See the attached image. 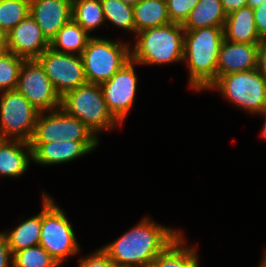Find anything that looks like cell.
<instances>
[{"label": "cell", "instance_id": "1", "mask_svg": "<svg viewBox=\"0 0 266 267\" xmlns=\"http://www.w3.org/2000/svg\"><path fill=\"white\" fill-rule=\"evenodd\" d=\"M179 235L174 229L144 218L102 249L117 267H148Z\"/></svg>", "mask_w": 266, "mask_h": 267}, {"label": "cell", "instance_id": "2", "mask_svg": "<svg viewBox=\"0 0 266 267\" xmlns=\"http://www.w3.org/2000/svg\"><path fill=\"white\" fill-rule=\"evenodd\" d=\"M224 27H204L184 34V56L189 66V84L207 88L217 79V62L224 41Z\"/></svg>", "mask_w": 266, "mask_h": 267}, {"label": "cell", "instance_id": "3", "mask_svg": "<svg viewBox=\"0 0 266 267\" xmlns=\"http://www.w3.org/2000/svg\"><path fill=\"white\" fill-rule=\"evenodd\" d=\"M137 41L131 59L137 64H168L183 61L184 34L182 24L169 23L136 33Z\"/></svg>", "mask_w": 266, "mask_h": 267}, {"label": "cell", "instance_id": "4", "mask_svg": "<svg viewBox=\"0 0 266 267\" xmlns=\"http://www.w3.org/2000/svg\"><path fill=\"white\" fill-rule=\"evenodd\" d=\"M60 108L84 123L96 137L99 131L111 130L120 123L109 111L98 84L86 83L66 92Z\"/></svg>", "mask_w": 266, "mask_h": 267}, {"label": "cell", "instance_id": "5", "mask_svg": "<svg viewBox=\"0 0 266 267\" xmlns=\"http://www.w3.org/2000/svg\"><path fill=\"white\" fill-rule=\"evenodd\" d=\"M42 227L39 245L61 265L65 258L79 252L71 223L65 212L43 194Z\"/></svg>", "mask_w": 266, "mask_h": 267}, {"label": "cell", "instance_id": "6", "mask_svg": "<svg viewBox=\"0 0 266 267\" xmlns=\"http://www.w3.org/2000/svg\"><path fill=\"white\" fill-rule=\"evenodd\" d=\"M207 89H217L251 113L266 110V80L257 69L219 76Z\"/></svg>", "mask_w": 266, "mask_h": 267}, {"label": "cell", "instance_id": "7", "mask_svg": "<svg viewBox=\"0 0 266 267\" xmlns=\"http://www.w3.org/2000/svg\"><path fill=\"white\" fill-rule=\"evenodd\" d=\"M81 57L87 83L101 85L131 59V53L127 44L91 37Z\"/></svg>", "mask_w": 266, "mask_h": 267}, {"label": "cell", "instance_id": "8", "mask_svg": "<svg viewBox=\"0 0 266 267\" xmlns=\"http://www.w3.org/2000/svg\"><path fill=\"white\" fill-rule=\"evenodd\" d=\"M39 113L17 90L3 91L0 97V139L30 142Z\"/></svg>", "mask_w": 266, "mask_h": 267}, {"label": "cell", "instance_id": "9", "mask_svg": "<svg viewBox=\"0 0 266 267\" xmlns=\"http://www.w3.org/2000/svg\"><path fill=\"white\" fill-rule=\"evenodd\" d=\"M99 141L79 119L58 108L38 114L35 130L29 143H56L57 141Z\"/></svg>", "mask_w": 266, "mask_h": 267}, {"label": "cell", "instance_id": "10", "mask_svg": "<svg viewBox=\"0 0 266 267\" xmlns=\"http://www.w3.org/2000/svg\"><path fill=\"white\" fill-rule=\"evenodd\" d=\"M37 60L60 97L87 83L81 55L63 53L49 47Z\"/></svg>", "mask_w": 266, "mask_h": 267}, {"label": "cell", "instance_id": "11", "mask_svg": "<svg viewBox=\"0 0 266 267\" xmlns=\"http://www.w3.org/2000/svg\"><path fill=\"white\" fill-rule=\"evenodd\" d=\"M16 90L40 112L46 113L61 107V97L37 59L23 62Z\"/></svg>", "mask_w": 266, "mask_h": 267}, {"label": "cell", "instance_id": "12", "mask_svg": "<svg viewBox=\"0 0 266 267\" xmlns=\"http://www.w3.org/2000/svg\"><path fill=\"white\" fill-rule=\"evenodd\" d=\"M133 64L136 63L130 59L100 85L109 111L120 123L127 117L136 95L137 76Z\"/></svg>", "mask_w": 266, "mask_h": 267}, {"label": "cell", "instance_id": "13", "mask_svg": "<svg viewBox=\"0 0 266 267\" xmlns=\"http://www.w3.org/2000/svg\"><path fill=\"white\" fill-rule=\"evenodd\" d=\"M6 39L7 50L25 60L37 59L50 44L30 14L6 34Z\"/></svg>", "mask_w": 266, "mask_h": 267}, {"label": "cell", "instance_id": "14", "mask_svg": "<svg viewBox=\"0 0 266 267\" xmlns=\"http://www.w3.org/2000/svg\"><path fill=\"white\" fill-rule=\"evenodd\" d=\"M73 0H30V15L50 41L72 19Z\"/></svg>", "mask_w": 266, "mask_h": 267}, {"label": "cell", "instance_id": "15", "mask_svg": "<svg viewBox=\"0 0 266 267\" xmlns=\"http://www.w3.org/2000/svg\"><path fill=\"white\" fill-rule=\"evenodd\" d=\"M98 146V141H57L56 143H30L32 160L42 165L70 162Z\"/></svg>", "mask_w": 266, "mask_h": 267}, {"label": "cell", "instance_id": "16", "mask_svg": "<svg viewBox=\"0 0 266 267\" xmlns=\"http://www.w3.org/2000/svg\"><path fill=\"white\" fill-rule=\"evenodd\" d=\"M258 43L223 41L217 62L219 76L257 69Z\"/></svg>", "mask_w": 266, "mask_h": 267}, {"label": "cell", "instance_id": "17", "mask_svg": "<svg viewBox=\"0 0 266 267\" xmlns=\"http://www.w3.org/2000/svg\"><path fill=\"white\" fill-rule=\"evenodd\" d=\"M224 39L240 43H259L252 4L227 14L224 25Z\"/></svg>", "mask_w": 266, "mask_h": 267}, {"label": "cell", "instance_id": "18", "mask_svg": "<svg viewBox=\"0 0 266 267\" xmlns=\"http://www.w3.org/2000/svg\"><path fill=\"white\" fill-rule=\"evenodd\" d=\"M30 159L32 149L29 142L0 139V175L19 177L27 170Z\"/></svg>", "mask_w": 266, "mask_h": 267}, {"label": "cell", "instance_id": "19", "mask_svg": "<svg viewBox=\"0 0 266 267\" xmlns=\"http://www.w3.org/2000/svg\"><path fill=\"white\" fill-rule=\"evenodd\" d=\"M226 17L221 0H200L182 27L185 31L204 27H224Z\"/></svg>", "mask_w": 266, "mask_h": 267}, {"label": "cell", "instance_id": "20", "mask_svg": "<svg viewBox=\"0 0 266 267\" xmlns=\"http://www.w3.org/2000/svg\"><path fill=\"white\" fill-rule=\"evenodd\" d=\"M135 33L171 23L166 0H140L133 6Z\"/></svg>", "mask_w": 266, "mask_h": 267}, {"label": "cell", "instance_id": "21", "mask_svg": "<svg viewBox=\"0 0 266 267\" xmlns=\"http://www.w3.org/2000/svg\"><path fill=\"white\" fill-rule=\"evenodd\" d=\"M91 37L77 22L71 19L50 40L49 47L59 52L81 55Z\"/></svg>", "mask_w": 266, "mask_h": 267}, {"label": "cell", "instance_id": "22", "mask_svg": "<svg viewBox=\"0 0 266 267\" xmlns=\"http://www.w3.org/2000/svg\"><path fill=\"white\" fill-rule=\"evenodd\" d=\"M180 234L148 267H198V256L194 246H183Z\"/></svg>", "mask_w": 266, "mask_h": 267}, {"label": "cell", "instance_id": "23", "mask_svg": "<svg viewBox=\"0 0 266 267\" xmlns=\"http://www.w3.org/2000/svg\"><path fill=\"white\" fill-rule=\"evenodd\" d=\"M41 227L42 211L38 215H35L20 223L10 233H3L12 254L28 247L39 245Z\"/></svg>", "mask_w": 266, "mask_h": 267}, {"label": "cell", "instance_id": "24", "mask_svg": "<svg viewBox=\"0 0 266 267\" xmlns=\"http://www.w3.org/2000/svg\"><path fill=\"white\" fill-rule=\"evenodd\" d=\"M72 19L88 34L105 21L100 0H73Z\"/></svg>", "mask_w": 266, "mask_h": 267}, {"label": "cell", "instance_id": "25", "mask_svg": "<svg viewBox=\"0 0 266 267\" xmlns=\"http://www.w3.org/2000/svg\"><path fill=\"white\" fill-rule=\"evenodd\" d=\"M30 14V0H0V31L8 34Z\"/></svg>", "mask_w": 266, "mask_h": 267}, {"label": "cell", "instance_id": "26", "mask_svg": "<svg viewBox=\"0 0 266 267\" xmlns=\"http://www.w3.org/2000/svg\"><path fill=\"white\" fill-rule=\"evenodd\" d=\"M105 20L128 32H135L133 6L121 0H100Z\"/></svg>", "mask_w": 266, "mask_h": 267}, {"label": "cell", "instance_id": "27", "mask_svg": "<svg viewBox=\"0 0 266 267\" xmlns=\"http://www.w3.org/2000/svg\"><path fill=\"white\" fill-rule=\"evenodd\" d=\"M12 267H58L59 263L40 245L13 253Z\"/></svg>", "mask_w": 266, "mask_h": 267}, {"label": "cell", "instance_id": "28", "mask_svg": "<svg viewBox=\"0 0 266 267\" xmlns=\"http://www.w3.org/2000/svg\"><path fill=\"white\" fill-rule=\"evenodd\" d=\"M25 59L11 51L0 56V90H16L21 66Z\"/></svg>", "mask_w": 266, "mask_h": 267}, {"label": "cell", "instance_id": "29", "mask_svg": "<svg viewBox=\"0 0 266 267\" xmlns=\"http://www.w3.org/2000/svg\"><path fill=\"white\" fill-rule=\"evenodd\" d=\"M200 0H166L167 12L172 23L183 24Z\"/></svg>", "mask_w": 266, "mask_h": 267}, {"label": "cell", "instance_id": "30", "mask_svg": "<svg viewBox=\"0 0 266 267\" xmlns=\"http://www.w3.org/2000/svg\"><path fill=\"white\" fill-rule=\"evenodd\" d=\"M79 264V267H117L102 248L90 257L82 258Z\"/></svg>", "mask_w": 266, "mask_h": 267}, {"label": "cell", "instance_id": "31", "mask_svg": "<svg viewBox=\"0 0 266 267\" xmlns=\"http://www.w3.org/2000/svg\"><path fill=\"white\" fill-rule=\"evenodd\" d=\"M252 6L259 36L266 38V0H253Z\"/></svg>", "mask_w": 266, "mask_h": 267}, {"label": "cell", "instance_id": "32", "mask_svg": "<svg viewBox=\"0 0 266 267\" xmlns=\"http://www.w3.org/2000/svg\"><path fill=\"white\" fill-rule=\"evenodd\" d=\"M11 256V257H10ZM13 254L7 244L6 238L3 232H0V267H12L13 266ZM11 258V259H10Z\"/></svg>", "mask_w": 266, "mask_h": 267}, {"label": "cell", "instance_id": "33", "mask_svg": "<svg viewBox=\"0 0 266 267\" xmlns=\"http://www.w3.org/2000/svg\"><path fill=\"white\" fill-rule=\"evenodd\" d=\"M257 71L266 80V38L261 39L258 43Z\"/></svg>", "mask_w": 266, "mask_h": 267}, {"label": "cell", "instance_id": "34", "mask_svg": "<svg viewBox=\"0 0 266 267\" xmlns=\"http://www.w3.org/2000/svg\"><path fill=\"white\" fill-rule=\"evenodd\" d=\"M253 0H221L223 11L229 14L241 7L252 4Z\"/></svg>", "mask_w": 266, "mask_h": 267}, {"label": "cell", "instance_id": "35", "mask_svg": "<svg viewBox=\"0 0 266 267\" xmlns=\"http://www.w3.org/2000/svg\"><path fill=\"white\" fill-rule=\"evenodd\" d=\"M6 34L0 31V56L7 52Z\"/></svg>", "mask_w": 266, "mask_h": 267}, {"label": "cell", "instance_id": "36", "mask_svg": "<svg viewBox=\"0 0 266 267\" xmlns=\"http://www.w3.org/2000/svg\"><path fill=\"white\" fill-rule=\"evenodd\" d=\"M123 3L134 6L137 4L140 0H121Z\"/></svg>", "mask_w": 266, "mask_h": 267}, {"label": "cell", "instance_id": "37", "mask_svg": "<svg viewBox=\"0 0 266 267\" xmlns=\"http://www.w3.org/2000/svg\"><path fill=\"white\" fill-rule=\"evenodd\" d=\"M261 114H263V115L265 114L266 115V110L264 112H262ZM262 130L263 131H262L261 136L266 138V123H265V126H264V128Z\"/></svg>", "mask_w": 266, "mask_h": 267}, {"label": "cell", "instance_id": "38", "mask_svg": "<svg viewBox=\"0 0 266 267\" xmlns=\"http://www.w3.org/2000/svg\"><path fill=\"white\" fill-rule=\"evenodd\" d=\"M259 267H266V251H265V255H264V258L261 262V265Z\"/></svg>", "mask_w": 266, "mask_h": 267}]
</instances>
